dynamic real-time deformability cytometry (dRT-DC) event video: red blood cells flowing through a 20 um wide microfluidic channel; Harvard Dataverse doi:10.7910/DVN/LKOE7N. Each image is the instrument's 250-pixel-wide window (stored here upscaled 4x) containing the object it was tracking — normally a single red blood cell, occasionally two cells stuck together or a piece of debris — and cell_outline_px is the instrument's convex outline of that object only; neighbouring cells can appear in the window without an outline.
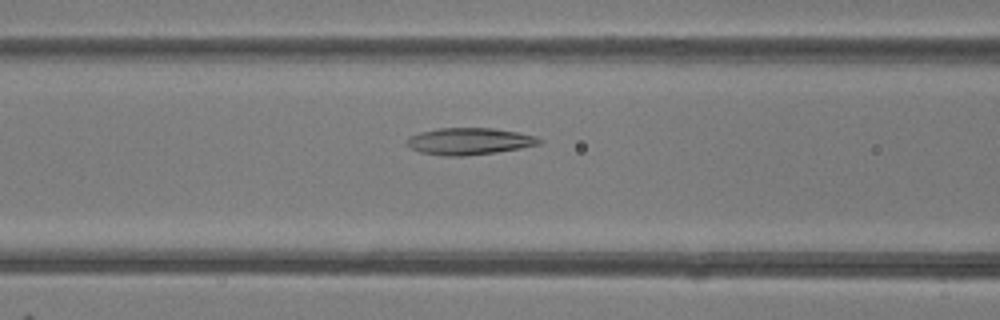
{"species": "common noctule bat (a hibernating species)", "species_latin": "Nyctalus noctula", "temperature_condition": "room temperature", "stored_images_in_passage": 39, "camera_frame_rate_fps": 3000, "um_per_image_px": 0.085, "animal": {"sex": "female"}, "frame": {"image": 1, "passage_image": 15, "time_ms": 4.667, "image_size_px": [1000, 320], "cell_outline_px": [[544, 140], [540, 144], [520, 148], [496, 152], [464, 156], [440, 156], [420, 152], [412, 148], [404, 140], [408, 136], [420, 132], [436, 128], [492, 128], [516, 132], [536, 136]], "centroid_in_image_um": [39.86, 12.01], "position_along_channel_um": 126.7, "area_um2": 20.81}}
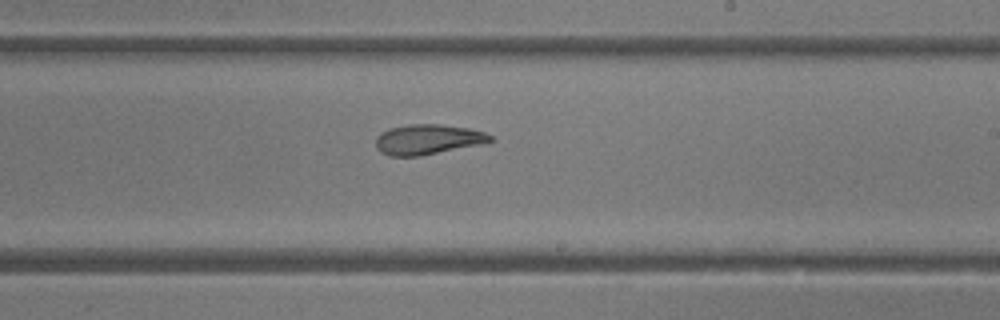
{"frame": {"image": 2, "passage_image": 24, "time_ms": 7.667, "image_size_px": [1000, 320], "cell_outline_px": [[496, 140], [484, 144], [420, 156], [388, 156], [380, 152], [376, 148], [376, 136], [380, 132], [388, 128], [408, 124], [440, 124], [468, 128], [484, 132], [492, 136]], "centroid_in_image_um": [36.36, 11.85], "position_along_channel_um": 252.6, "area_um2": 20.46}}
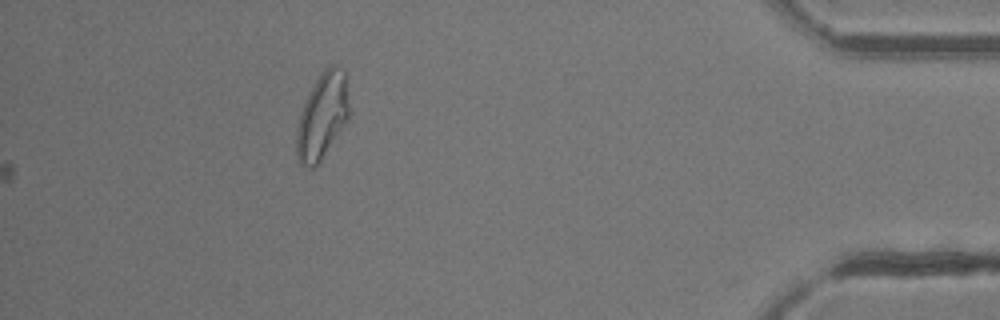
{"frame": {"image": 3, "passage_image": 39, "time_ms": 12.667, "image_size_px": [1000, 320], "cell_outline_px": [[348, 116], [320, 160], [312, 168], [300, 164], [296, 152], [296, 132], [300, 112], [316, 80], [324, 68], [332, 64], [344, 68], [348, 104]], "centroid_in_image_um": [27.36, 9.83], "position_along_channel_um": 407.8, "area_um2": 25.43}, "authors_computed_cell_mechanics": {"area_um2": 20.9236, "velocity_mm_per_s": 4.1962, "shape_relaxation_time_tau1_ms": null, "shape_relaxation_time_tau2_ms": 2.7645, "deformation_change_tau1": null, "deformation_change_tau2": 0.0885}}